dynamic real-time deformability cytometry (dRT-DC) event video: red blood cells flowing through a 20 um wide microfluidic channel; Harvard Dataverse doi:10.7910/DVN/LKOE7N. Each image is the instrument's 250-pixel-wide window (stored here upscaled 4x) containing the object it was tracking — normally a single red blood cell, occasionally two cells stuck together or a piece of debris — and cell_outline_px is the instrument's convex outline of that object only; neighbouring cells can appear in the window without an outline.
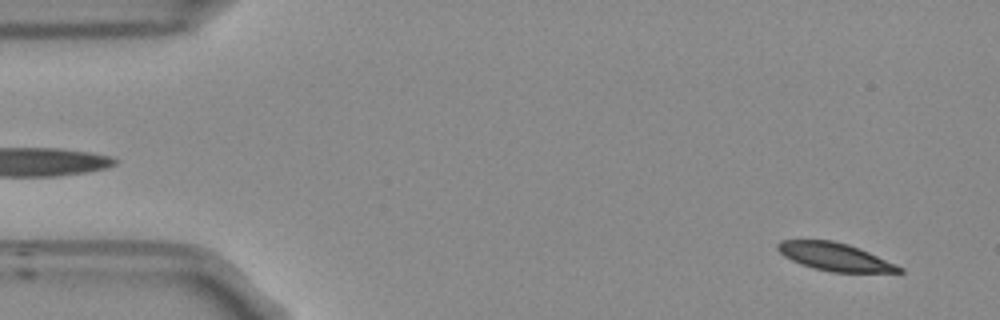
{"species": "Egyptian fruit bat (a non-hibernating species)", "species_latin": "Rousettus aegyptiacus", "temperature_condition": "room temperature", "stored_images_in_passage": 53, "camera_frame_rate_fps": 3000, "um_per_image_px": 0.085, "frame": {"image": 1, "passage_image": 3, "time_ms": 0.667, "image_size_px": [1000, 320], "cell_outline_px": [[904, 272], [832, 272], [812, 268], [800, 264], [784, 256], [776, 248], [776, 244], [780, 240], [832, 240], [848, 244], [868, 252], [904, 268]], "centroid_in_image_um": [70.92, 21.82], "position_along_channel_um": 14.1, "area_um2": 19.59}}
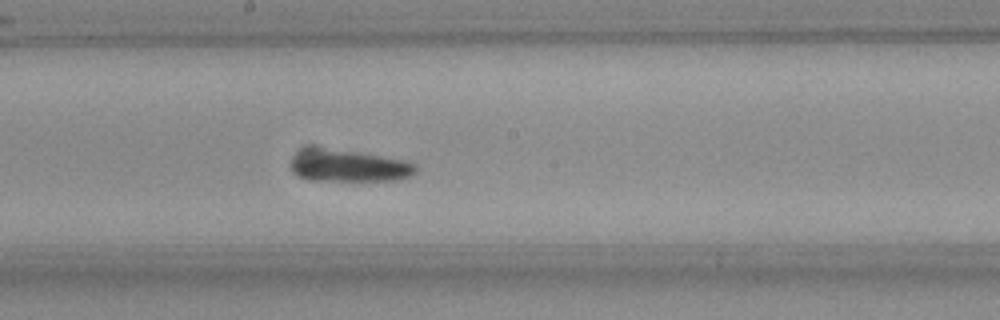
{"frame": {"image": 2, "passage_image": 28, "time_ms": 9.0, "image_size_px": [1000, 320], "cell_outline_px": [[416, 172], [400, 180], [308, 180], [292, 172], [288, 168], [288, 164], [300, 152], [308, 148], [312, 148], [356, 152], [400, 160], [416, 164]], "centroid_in_image_um": [29.59, 14.12], "position_along_channel_um": 218.6, "area_um2": 22.6}}
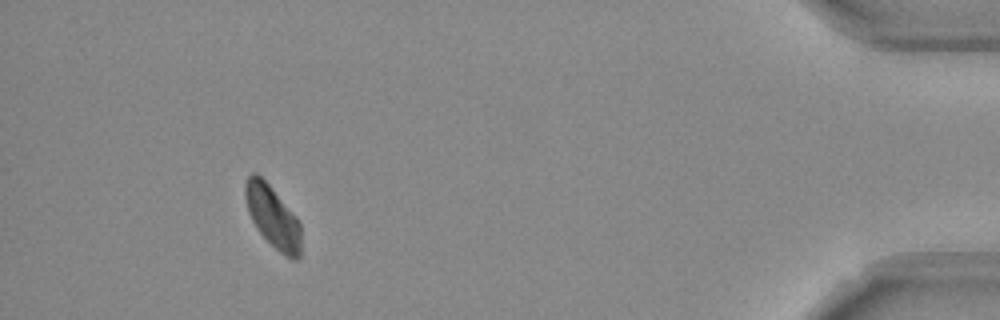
{"frame": {"image": 3, "passage_image": 49, "time_ms": 16.0, "image_size_px": [1000, 320], "cell_outline_px": [[300, 256], [296, 260], [292, 260], [280, 252], [260, 232], [252, 220], [248, 212], [244, 196], [244, 184], [248, 176], [252, 172], [256, 172], [272, 188], [296, 216], [300, 224]], "centroid_in_image_um": [23.17, 18.4], "position_along_channel_um": 412.0, "area_um2": 19.94}, "authors_computed_cell_mechanics": {"area_um2": 21.0392, "velocity_mm_per_s": 3.7142, "shape_relaxation_time_tau1_ms": 6.8495, "shape_relaxation_time_tau2_ms": null, "deformation_change_tau1": 0.1037, "deformation_change_tau2": null}}